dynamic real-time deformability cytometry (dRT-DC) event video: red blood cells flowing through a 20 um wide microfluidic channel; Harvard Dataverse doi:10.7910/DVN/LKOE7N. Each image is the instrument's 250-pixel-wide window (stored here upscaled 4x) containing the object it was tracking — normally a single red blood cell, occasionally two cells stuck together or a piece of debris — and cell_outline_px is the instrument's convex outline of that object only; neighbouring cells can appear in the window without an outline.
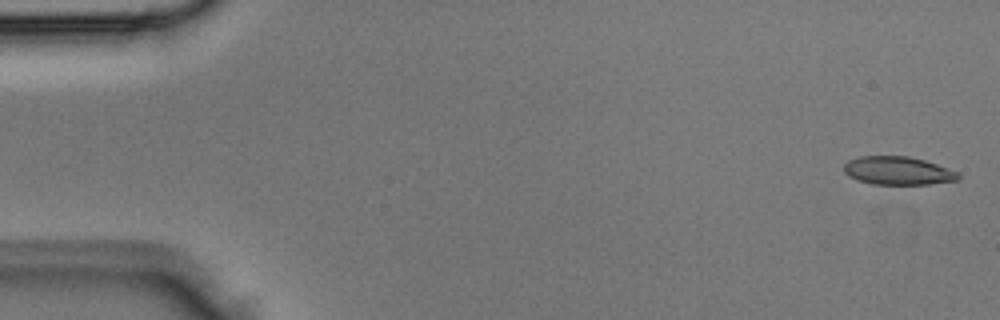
{"species": "Egyptian fruit bat (a non-hibernating species)", "species_latin": "Rousettus aegyptiacus", "temperature_condition": "room temperature", "stored_images_in_passage": 4, "camera_frame_rate_fps": 3000, "um_per_image_px": 0.085, "animal": {"sex": "male"}, "frame": {"image": 1, "passage_image": 1, "time_ms": 0.0, "image_size_px": [1000, 320], "cell_outline_px": [[960, 180], [928, 184], [872, 184], [856, 180], [848, 176], [844, 172], [844, 164], [848, 160], [860, 156], [908, 156], [924, 160], [936, 164], [956, 172], [960, 176]], "centroid_in_image_um": [76.28, 14.51], "position_along_channel_um": 8.7, "area_um2": 18.79}}